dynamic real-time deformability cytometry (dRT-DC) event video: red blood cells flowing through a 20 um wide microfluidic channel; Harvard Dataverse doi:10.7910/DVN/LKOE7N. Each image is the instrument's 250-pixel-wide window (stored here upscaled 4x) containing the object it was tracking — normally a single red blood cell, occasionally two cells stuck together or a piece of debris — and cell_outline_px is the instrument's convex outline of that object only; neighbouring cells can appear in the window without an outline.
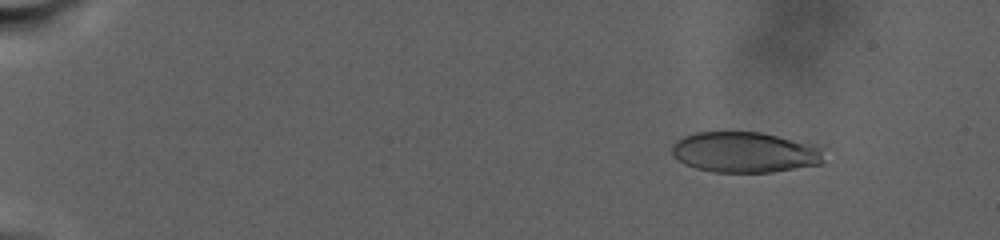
{"species": "human", "species_latin": "Homo sapiens", "temperature_condition": "warm", "stored_images_in_passage": 76, "camera_frame_rate_fps": 3000, "um_per_image_px": 0.085, "donor": {"sex": "male"}, "frame": {"image": 1, "passage_image": 12, "time_ms": 3.667, "image_size_px": [1000, 240], "cell_outline_px": [[824, 164], [772, 172], [712, 172], [696, 168], [684, 164], [672, 156], [672, 144], [676, 140], [684, 136], [696, 132], [760, 132], [812, 144], [820, 148], [824, 152]], "centroid_in_image_um": [63.31, 12.95], "position_along_channel_um": 21.7, "area_um2": 36.24}}
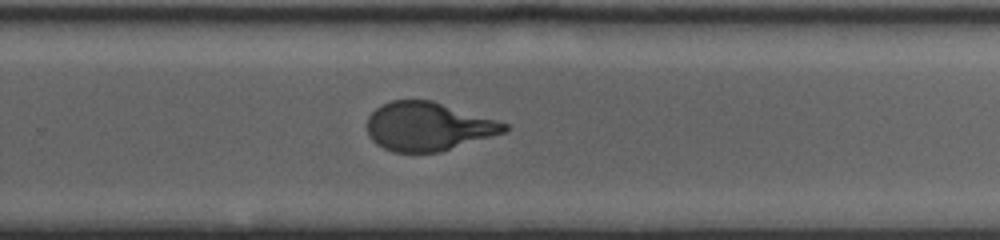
{"frame": {"image": 2, "passage_image": 48, "time_ms": 20.667, "image_size_px": [1000, 240], "cell_outline_px": [[508, 128], [504, 132], [440, 152], [392, 152], [376, 144], [368, 136], [368, 116], [376, 108], [392, 100], [432, 100], [496, 120], [508, 124]], "centroid_in_image_um": [36.35, 10.75], "position_along_channel_um": 293.4, "area_um2": 38.49}}
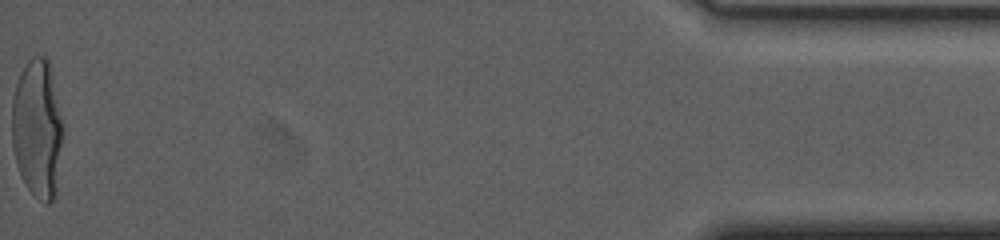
{"frame": {"image": 3, "passage_image": 76, "time_ms": 29.667, "image_size_px": [1000, 240], "cell_outline_px": [[64, 136], [56, 196], [48, 204], [44, 204], [28, 188], [20, 176], [16, 164], [12, 144], [12, 96], [16, 84], [28, 60], [32, 56], [44, 56], [48, 60], [64, 124]], "centroid_in_image_um": [3.2, 10.99], "position_along_channel_um": 432.0, "area_um2": 41.91}, "authors_computed_cell_mechanics": {"area_um2": 39.2462, "velocity_mm_per_s": 2.4336, "shape_relaxation_time_tau1_ms": 9.3959, "shape_relaxation_time_tau2_ms": null, "deformation_change_tau1": 0.2647, "deformation_change_tau2": null}}